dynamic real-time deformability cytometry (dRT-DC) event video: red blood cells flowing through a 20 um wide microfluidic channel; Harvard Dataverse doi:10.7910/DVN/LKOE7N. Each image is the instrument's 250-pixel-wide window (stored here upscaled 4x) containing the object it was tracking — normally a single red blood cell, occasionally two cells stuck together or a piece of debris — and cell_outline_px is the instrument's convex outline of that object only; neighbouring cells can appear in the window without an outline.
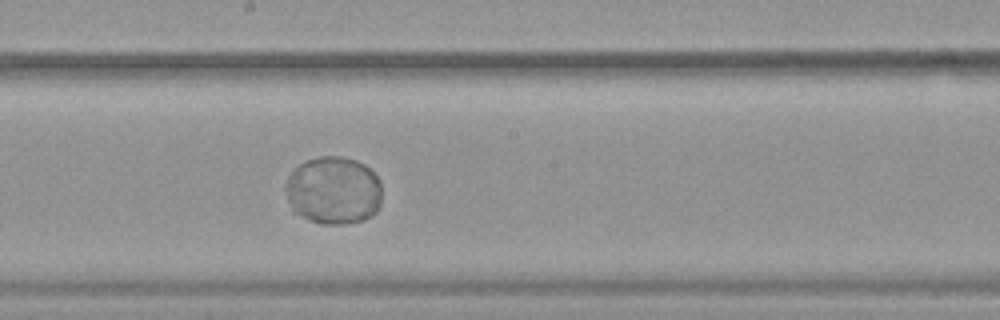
{"species": "common noctule bat (a hibernating species)", "species_latin": "Nyctalus noctula", "temperature_condition": "warm", "stored_images_in_passage": 45, "camera_frame_rate_fps": 3000, "um_per_image_px": 0.085, "animal": {"sex": "female", "body_mass_g": 19.9}, "frame": {"image": 1, "passage_image": 22, "time_ms": 7.0, "image_size_px": [1000, 320], "cell_outline_px": [[380, 204], [376, 212], [372, 216], [364, 220], [344, 224], [324, 224], [308, 220], [292, 212], [284, 188], [284, 184], [288, 176], [300, 164], [308, 160], [320, 156], [340, 156], [356, 160], [364, 164], [380, 180]], "centroid_in_image_um": [28.32, 16.2], "position_along_channel_um": 219.9, "area_um2": 38.38}}
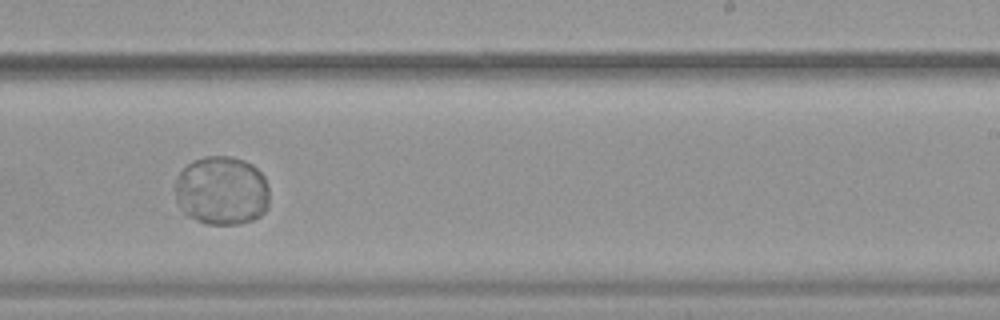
{"frame": {"image": 2, "passage_image": 26, "time_ms": 8.333, "image_size_px": [1000, 320], "cell_outline_px": [[268, 208], [260, 216], [252, 220], [236, 224], [204, 224], [184, 216], [176, 200], [172, 188], [176, 176], [192, 160], [204, 156], [228, 156], [244, 160], [252, 164], [264, 176], [268, 184]], "centroid_in_image_um": [18.79, 16.21], "position_along_channel_um": 270.2, "area_um2": 38.73}}